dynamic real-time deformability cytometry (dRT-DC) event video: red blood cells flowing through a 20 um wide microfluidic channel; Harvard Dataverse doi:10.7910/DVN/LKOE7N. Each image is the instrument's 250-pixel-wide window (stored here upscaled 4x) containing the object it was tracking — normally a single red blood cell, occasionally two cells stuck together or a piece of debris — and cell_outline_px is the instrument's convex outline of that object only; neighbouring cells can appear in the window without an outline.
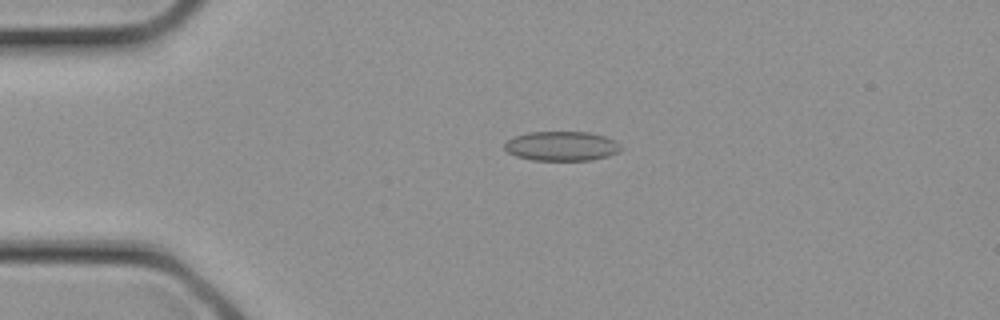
{"species": "common noctule bat (a hibernating species)", "species_latin": "Nyctalus noctula", "temperature_condition": "cold", "stored_images_in_passage": 10, "camera_frame_rate_fps": 3000, "um_per_image_px": 0.085, "animal": {"sex": "female", "body_mass_g": 21.9}, "frame": {"image": 1, "passage_image": 6, "time_ms": 1.667, "image_size_px": [1000, 320], "cell_outline_px": [[624, 148], [620, 152], [608, 156], [592, 160], [532, 160], [516, 156], [508, 152], [504, 148], [504, 140], [512, 136], [528, 132], [588, 132], [604, 136], [616, 140]], "centroid_in_image_um": [47.74, 12.41], "position_along_channel_um": 37.3, "area_um2": 20.35}}
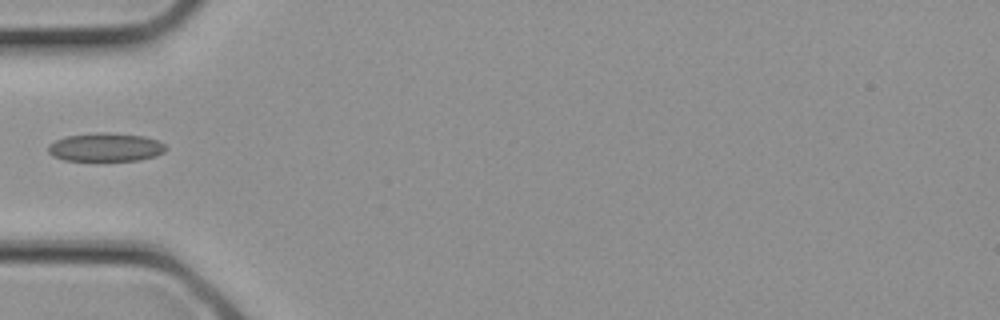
{"frame": {"image": 2, "passage_image": 9, "time_ms": 2.667, "image_size_px": [1000, 320], "cell_outline_px": [[168, 148], [164, 152], [156, 156], [140, 160], [64, 160], [52, 156], [48, 152], [48, 144], [64, 136], [96, 132], [108, 132], [144, 136], [156, 140], [164, 144]], "centroid_in_image_um": [8.97, 12.5], "position_along_channel_um": 76.0, "area_um2": 19.65}}